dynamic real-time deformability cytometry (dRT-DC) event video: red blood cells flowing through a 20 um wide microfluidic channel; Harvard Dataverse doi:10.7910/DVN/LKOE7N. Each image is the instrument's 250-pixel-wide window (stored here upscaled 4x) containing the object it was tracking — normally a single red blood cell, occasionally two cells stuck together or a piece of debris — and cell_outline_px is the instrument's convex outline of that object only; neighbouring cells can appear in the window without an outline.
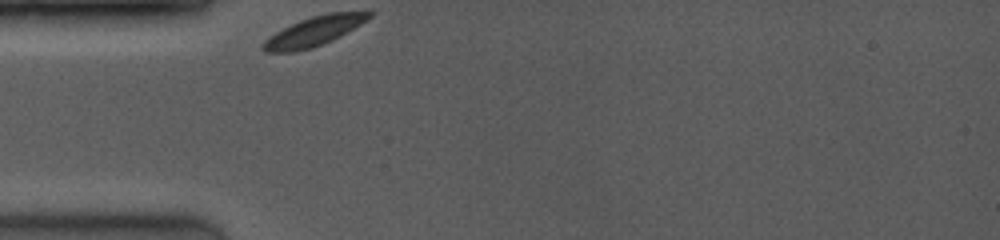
{"species": "common noctule bat (a hibernating species)", "species_latin": "Nyctalus noctula", "temperature_condition": "room temperature", "stored_images_in_passage": 39, "camera_frame_rate_fps": 4000, "um_per_image_px": 0.085, "animal": {"sex": "female", "body_mass_g": 19.0, "forearm_length_mm": 53.3}, "frame": {"image": 1, "passage_image": 1, "time_ms": 0.0, "image_size_px": [1000, 240], "cell_outline_px": [[372, 16], [360, 24], [340, 36], [320, 44], [308, 48], [292, 52], [264, 52], [260, 48], [264, 40], [268, 36], [300, 20], [312, 16], [328, 12], [372, 12]], "centroid_in_image_um": [26.63, 2.66], "position_along_channel_um": 58.4, "area_um2": 17.74}}
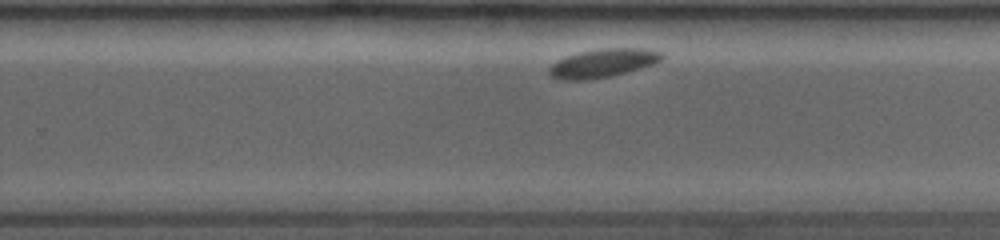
{"frame": {"image": 2, "passage_image": 26, "time_ms": 6.25, "image_size_px": [1000, 240], "cell_outline_px": [[664, 56], [660, 60], [652, 64], [624, 72], [608, 76], [584, 80], [568, 80], [552, 76], [548, 72], [548, 68], [556, 60], [580, 52], [604, 48], [648, 48], [664, 52]], "centroid_in_image_um": [51.26, 5.34], "position_along_channel_um": 278.5, "area_um2": 18.38}}
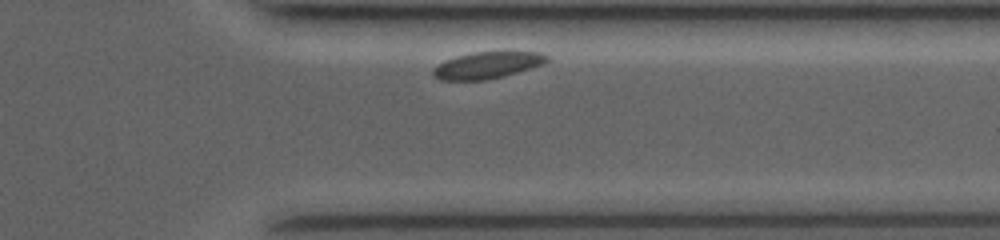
{"frame": {"image": 3, "passage_image": 36, "time_ms": 8.75, "image_size_px": [1000, 240], "cell_outline_px": [[548, 60], [544, 64], [516, 72], [484, 80], [440, 80], [432, 72], [432, 68], [444, 60], [456, 56], [476, 52], [540, 52], [548, 56]], "centroid_in_image_um": [41.39, 5.53], "position_along_channel_um": 370.0, "area_um2": 17.4}, "authors_computed_cell_mechanics": {"area_um2": 18.1492, "velocity_mm_per_s": 3.5868, "shape_relaxation_time_tau1_ms": 0.6535, "shape_relaxation_time_tau2_ms": null, "deformation_change_tau1": 0.0217, "deformation_change_tau2": null}}